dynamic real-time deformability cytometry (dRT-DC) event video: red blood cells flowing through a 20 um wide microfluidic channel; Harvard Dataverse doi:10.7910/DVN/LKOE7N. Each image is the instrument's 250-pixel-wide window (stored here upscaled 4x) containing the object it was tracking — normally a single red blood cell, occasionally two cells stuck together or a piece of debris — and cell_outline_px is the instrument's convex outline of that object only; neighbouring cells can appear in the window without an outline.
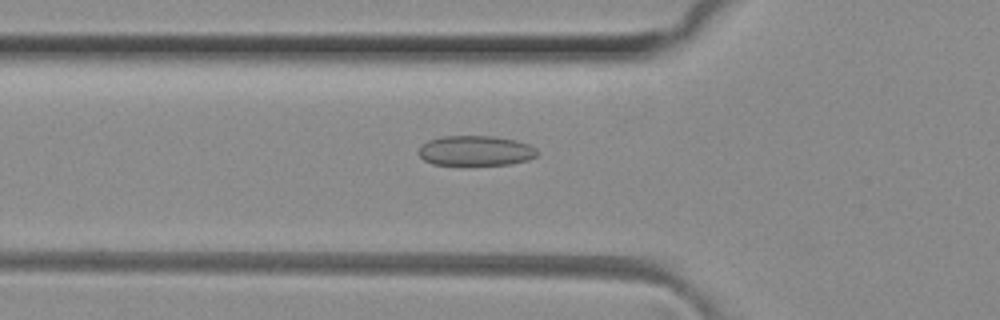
{"species": "common noctule bat (a hibernating species)", "species_latin": "Nyctalus noctula", "temperature_condition": "room temperature", "stored_images_in_passage": 34, "camera_frame_rate_fps": 3000, "um_per_image_px": 0.085, "animal": {"sex": "female", "body_mass_g": 29.2, "forearm_length_mm": 56.3}, "frame": {"image": 1, "passage_image": 4, "time_ms": 1.0, "image_size_px": [1000, 320], "cell_outline_px": [[540, 152], [536, 156], [528, 160], [508, 164], [432, 164], [424, 160], [416, 152], [428, 140], [440, 136], [492, 136], [516, 140], [528, 144], [536, 148]], "centroid_in_image_um": [40.43, 12.8], "position_along_channel_um": 85.4, "area_um2": 20.69}}
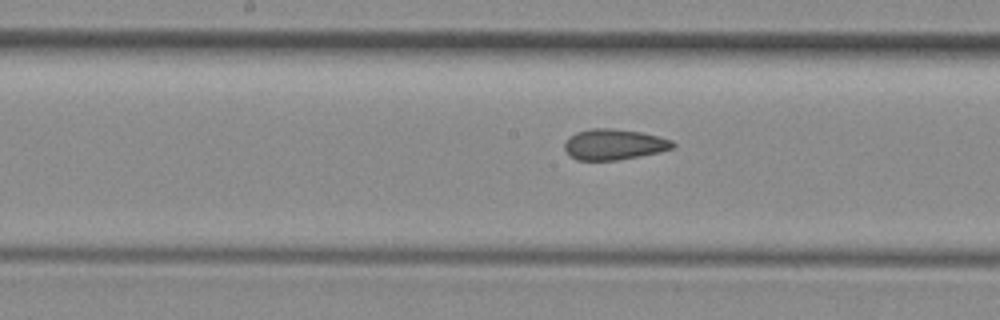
{"frame": {"image": 2, "passage_image": 12, "time_ms": 3.667, "image_size_px": [1000, 320], "cell_outline_px": [[676, 144], [672, 148], [660, 152], [640, 156], [616, 160], [576, 160], [564, 148], [564, 144], [568, 136], [576, 132], [592, 128], [612, 128], [640, 132], [660, 136], [672, 140]], "centroid_in_image_um": [52.2, 12.27], "position_along_channel_um": 196.0, "area_um2": 19.42}}
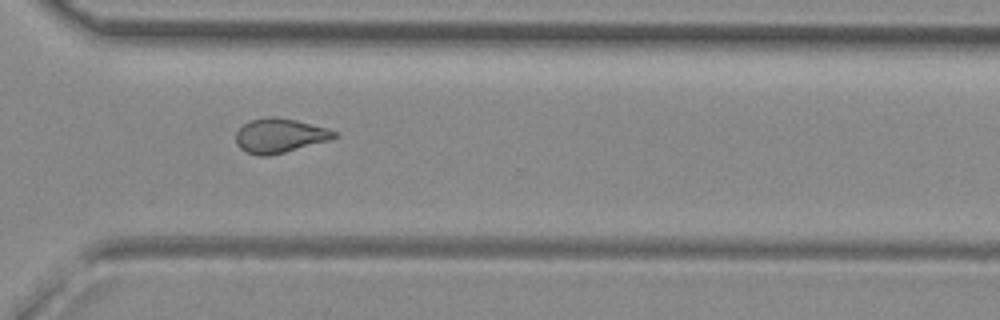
{"frame": {"image": 3, "passage_image": 23, "time_ms": 7.333, "image_size_px": [1000, 320], "cell_outline_px": [[340, 136], [332, 140], [268, 156], [256, 156], [240, 148], [236, 144], [236, 132], [248, 120], [272, 116], [276, 116], [296, 120], [328, 128], [336, 132]], "centroid_in_image_um": [23.8, 11.52], "position_along_channel_um": 346.8, "area_um2": 19.88}, "authors_computed_cell_mechanics": {"area_um2": 19.3919, "velocity_mm_per_s": 4.1183, "shape_relaxation_time_tau1_ms": null, "shape_relaxation_time_tau2_ms": 2.0643, "deformation_change_tau1": null, "deformation_change_tau2": 0.0959}}